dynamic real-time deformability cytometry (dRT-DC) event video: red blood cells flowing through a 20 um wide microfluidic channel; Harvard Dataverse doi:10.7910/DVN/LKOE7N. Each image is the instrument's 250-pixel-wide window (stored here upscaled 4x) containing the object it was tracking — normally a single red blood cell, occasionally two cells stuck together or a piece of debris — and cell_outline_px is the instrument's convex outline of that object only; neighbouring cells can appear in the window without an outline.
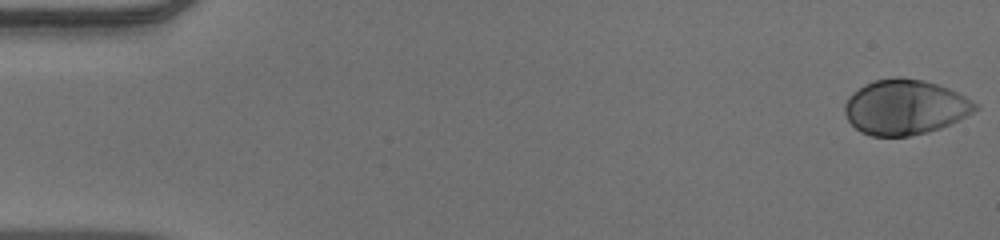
{"species": "human", "species_latin": "Homo sapiens", "temperature_condition": "warm", "stored_images_in_passage": 53, "camera_frame_rate_fps": 3000, "um_per_image_px": 0.085, "donor": {"sex": "male"}, "frame": {"image": 1, "passage_image": 1, "time_ms": 0.0, "image_size_px": [1000, 240], "cell_outline_px": [[980, 108], [940, 128], [928, 132], [908, 136], [872, 136], [860, 132], [848, 120], [844, 112], [844, 104], [848, 96], [852, 92], [864, 84], [872, 80], [896, 76], [900, 76], [924, 80], [948, 88], [964, 96], [976, 104]], "centroid_in_image_um": [76.86, 9.09], "position_along_channel_um": 8.1, "area_um2": 41.85}}
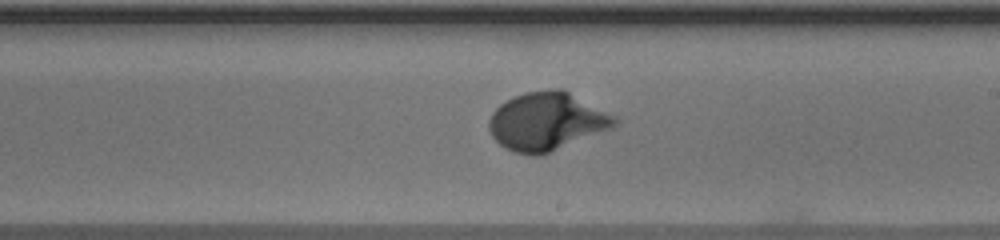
{"frame": {"image": 2, "passage_image": 31, "time_ms": 10.0, "image_size_px": [1000, 240], "cell_outline_px": [[620, 120], [612, 128], [540, 156], [532, 156], [516, 152], [500, 144], [492, 136], [488, 128], [488, 120], [492, 112], [500, 104], [524, 92], [552, 88], [560, 88], [616, 116]], "centroid_in_image_um": [46.47, 10.32], "position_along_channel_um": 242.5, "area_um2": 42.31}}
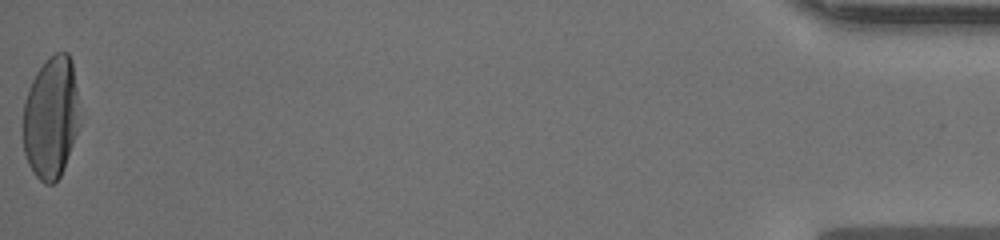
{"frame": {"image": 3, "passage_image": 53, "time_ms": 17.333, "image_size_px": [1000, 240], "cell_outline_px": [[80, 124], [64, 168], [60, 176], [52, 184], [44, 184], [36, 176], [28, 164], [24, 152], [24, 100], [32, 80], [36, 72], [48, 56], [56, 52], [68, 52], [72, 60], [76, 88]], "centroid_in_image_um": [4.34, 9.98], "position_along_channel_um": 430.9, "area_um2": 40.29}, "authors_computed_cell_mechanics": {"area_um2": 40.2866, "velocity_mm_per_s": 3.8811, "shape_relaxation_time_tau1_ms": 3.0717, "shape_relaxation_time_tau2_ms": null, "deformation_change_tau1": 0.2094, "deformation_change_tau2": null}}